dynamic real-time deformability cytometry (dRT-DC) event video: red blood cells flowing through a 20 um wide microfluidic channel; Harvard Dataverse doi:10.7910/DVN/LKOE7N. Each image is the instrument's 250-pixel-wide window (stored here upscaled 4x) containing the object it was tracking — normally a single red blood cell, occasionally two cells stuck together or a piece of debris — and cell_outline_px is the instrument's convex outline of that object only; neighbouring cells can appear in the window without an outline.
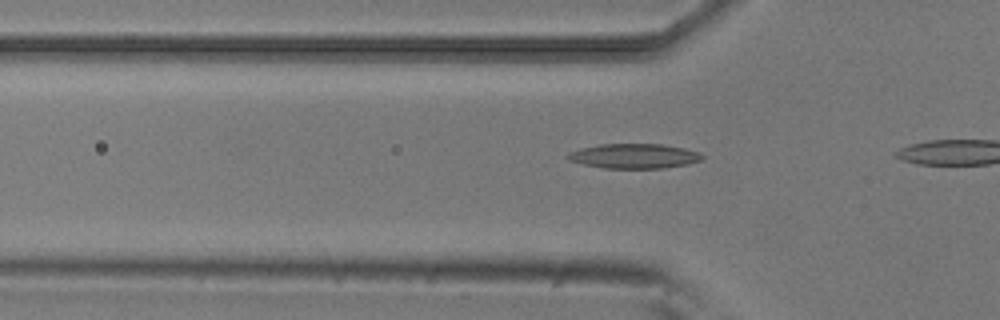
{"species": "common noctule bat (a hibernating species)", "species_latin": "Nyctalus noctula", "temperature_condition": "room temperature", "stored_images_in_passage": 9, "camera_frame_rate_fps": 3000, "um_per_image_px": 0.085, "animal": {"sex": "male", "body_mass_g": 20.5, "forearm_length_mm": 52.5}, "frame": {"image": 1, "passage_image": 6, "time_ms": 1.667, "image_size_px": [1000, 320], "cell_outline_px": [[704, 156], [700, 160], [688, 164], [664, 168], [604, 168], [584, 164], [568, 160], [564, 156], [568, 152], [580, 148], [600, 144], [660, 144], [684, 148], [700, 152]], "centroid_in_image_um": [53.87, 13.26], "position_along_channel_um": 71.9, "area_um2": 19.42}}